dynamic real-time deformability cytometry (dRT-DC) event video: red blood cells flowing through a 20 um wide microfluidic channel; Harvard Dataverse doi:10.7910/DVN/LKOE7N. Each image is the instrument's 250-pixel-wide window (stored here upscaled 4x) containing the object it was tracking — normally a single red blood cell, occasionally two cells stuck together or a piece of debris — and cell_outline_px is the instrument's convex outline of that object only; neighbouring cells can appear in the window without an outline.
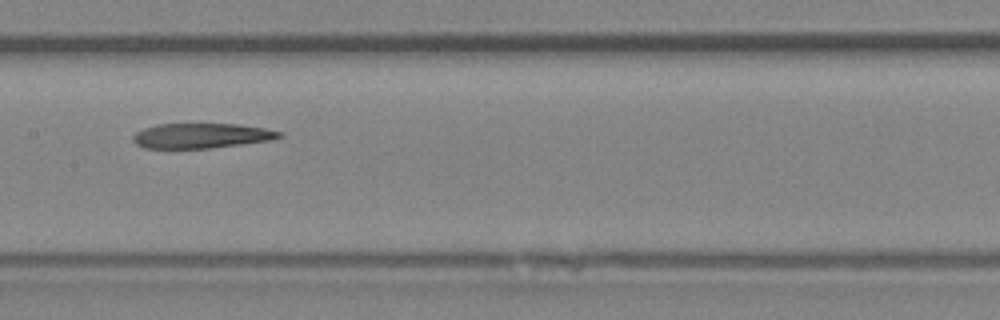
{"species": "Egyptian fruit bat (a non-hibernating species)", "species_latin": "Rousettus aegyptiacus", "temperature_condition": "room temperature", "stored_images_in_passage": 8, "camera_frame_rate_fps": 3000, "um_per_image_px": 0.085, "animal": {"sex": "female"}, "frame": {"image": 1, "passage_image": 7, "time_ms": 8.0, "image_size_px": [1000, 320], "cell_outline_px": [[284, 136], [272, 140], [212, 148], [144, 148], [136, 144], [132, 140], [132, 136], [136, 132], [144, 128], [156, 124], [240, 124], [264, 128], [284, 132]], "centroid_in_image_um": [17.14, 11.53], "position_along_channel_um": 190.3, "area_um2": 21.44}}